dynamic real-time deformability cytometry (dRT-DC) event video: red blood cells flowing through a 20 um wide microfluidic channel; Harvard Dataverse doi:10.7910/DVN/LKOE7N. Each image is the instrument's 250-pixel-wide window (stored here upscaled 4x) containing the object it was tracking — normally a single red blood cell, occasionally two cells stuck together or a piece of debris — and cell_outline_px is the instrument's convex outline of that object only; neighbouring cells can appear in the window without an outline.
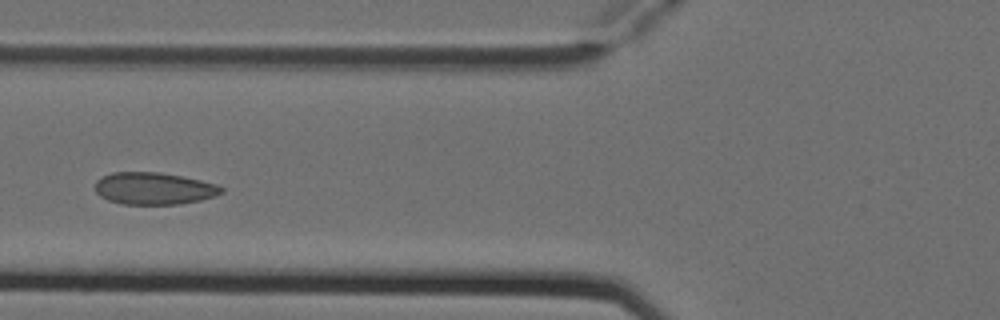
{"species": "Egyptian fruit bat (a non-hibernating species)", "species_latin": "Rousettus aegyptiacus", "temperature_condition": "cold", "stored_images_in_passage": 6, "camera_frame_rate_fps": 3000, "um_per_image_px": 0.085, "animal": {"sex": "female"}, "frame": {"image": 1, "passage_image": 6, "time_ms": 1.667, "image_size_px": [1000, 320], "cell_outline_px": [[224, 192], [216, 196], [200, 200], [180, 204], [120, 204], [108, 200], [100, 196], [96, 192], [96, 180], [112, 172], [160, 172], [200, 180], [216, 184], [224, 188]], "centroid_in_image_um": [13.09, 16.02], "position_along_channel_um": 112.7, "area_um2": 23.64}}